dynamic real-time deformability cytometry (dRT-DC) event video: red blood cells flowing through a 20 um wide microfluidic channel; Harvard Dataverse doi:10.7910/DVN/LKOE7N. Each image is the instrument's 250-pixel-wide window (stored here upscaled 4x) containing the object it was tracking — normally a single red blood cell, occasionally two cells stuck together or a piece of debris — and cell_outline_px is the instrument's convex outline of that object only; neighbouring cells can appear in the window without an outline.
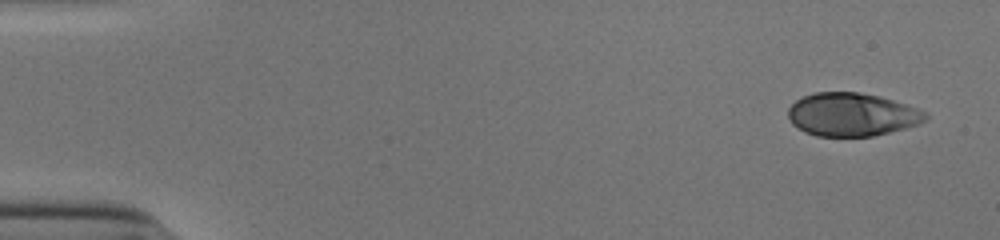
{"species": "human", "species_latin": "Homo sapiens", "temperature_condition": "cold", "stored_images_in_passage": 51, "camera_frame_rate_fps": 3000, "um_per_image_px": 0.085, "donor": {"sex": "male"}, "frame": {"image": 1, "passage_image": 1, "time_ms": 0.0, "image_size_px": [1000, 240], "cell_outline_px": [[928, 120], [920, 124], [872, 136], [816, 136], [804, 132], [792, 124], [788, 116], [788, 108], [796, 100], [812, 92], [860, 92], [880, 96], [916, 108], [924, 112], [928, 116]], "centroid_in_image_um": [72.39, 9.73], "position_along_channel_um": 12.6, "area_um2": 34.56}}
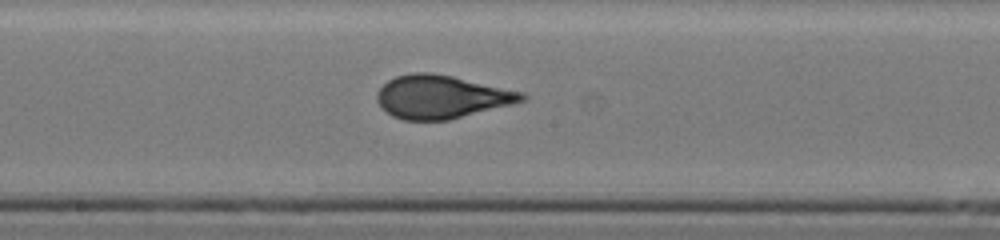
{"frame": {"image": 2, "passage_image": 27, "time_ms": 8.667, "image_size_px": [1000, 240], "cell_outline_px": [[528, 96], [524, 100], [512, 104], [448, 120], [404, 120], [392, 116], [376, 100], [376, 92], [388, 80], [396, 76], [412, 72], [432, 72], [452, 76], [524, 92]], "centroid_in_image_um": [37.51, 8.22], "position_along_channel_um": 210.7, "area_um2": 36.3}}
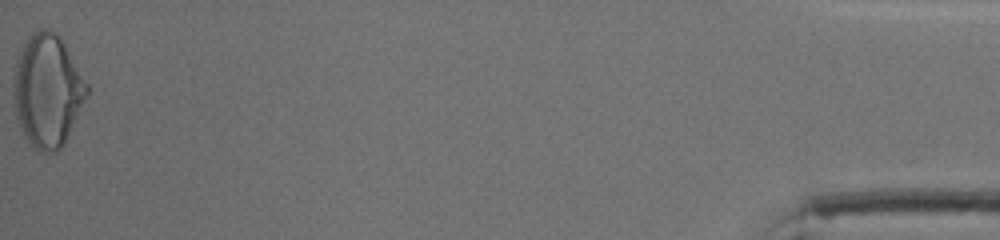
{"frame": {"image": 3, "passage_image": 51, "time_ms": 16.667, "image_size_px": [1000, 240], "cell_outline_px": [[88, 96], [64, 144], [56, 152], [40, 152], [24, 136], [16, 120], [12, 88], [12, 76], [16, 60], [24, 44], [32, 32], [44, 28], [48, 28], [56, 32], [60, 36], [88, 84]], "centroid_in_image_um": [4.02, 7.7], "position_along_channel_um": 431.2, "area_um2": 48.55}, "authors_computed_cell_mechanics": {"area_um2": 35.9516, "velocity_mm_per_s": 3.9161, "shape_relaxation_time_tau1_ms": 5.9345, "shape_relaxation_time_tau2_ms": null, "deformation_change_tau1": 0.224, "deformation_change_tau2": null}}